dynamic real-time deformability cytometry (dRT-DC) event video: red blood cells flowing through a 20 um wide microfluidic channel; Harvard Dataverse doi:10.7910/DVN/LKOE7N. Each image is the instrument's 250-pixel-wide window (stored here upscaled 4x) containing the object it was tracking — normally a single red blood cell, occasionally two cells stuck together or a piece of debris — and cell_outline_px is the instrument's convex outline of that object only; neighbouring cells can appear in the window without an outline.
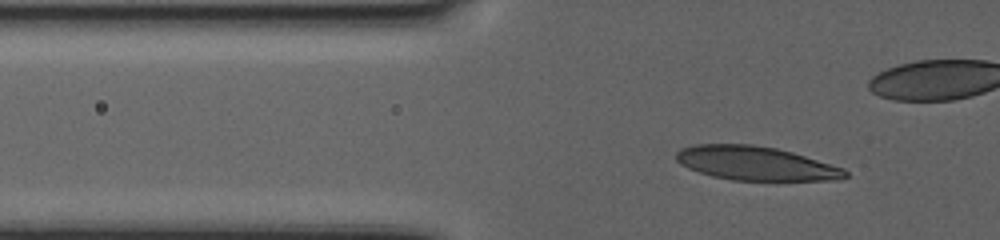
{"species": "human", "species_latin": "Homo sapiens", "temperature_condition": "warm", "stored_images_in_passage": 57, "camera_frame_rate_fps": 3000, "um_per_image_px": 0.085, "donor": {"sex": "female"}, "frame": {"image": 1, "passage_image": 9, "time_ms": 2.667, "image_size_px": [1000, 240], "cell_outline_px": [[848, 176], [836, 180], [732, 180], [712, 176], [688, 168], [680, 164], [676, 160], [676, 152], [680, 148], [696, 144], [752, 144], [776, 148], [792, 152], [844, 168], [848, 172]], "centroid_in_image_um": [64.22, 13.88], "position_along_channel_um": 61.6, "area_um2": 33.35}}
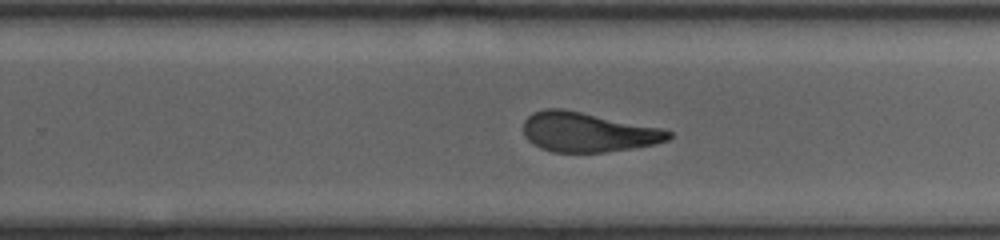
{"frame": {"image": 2, "passage_image": 34, "time_ms": 11.0, "image_size_px": [1000, 240], "cell_outline_px": [[672, 136], [668, 140], [656, 144], [632, 148], [604, 152], [552, 152], [540, 148], [532, 144], [524, 136], [524, 120], [532, 112], [548, 108], [564, 108], [664, 128], [672, 132]], "centroid_in_image_um": [49.97, 11.22], "position_along_channel_um": 279.8, "area_um2": 33.93}}
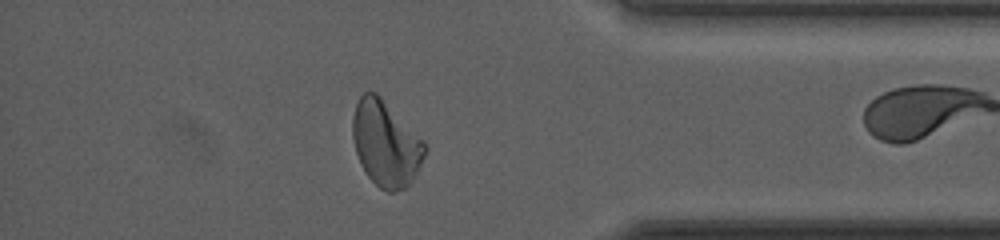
{"frame": {"image": 3, "passage_image": 48, "time_ms": 15.667, "image_size_px": [1000, 240], "cell_outline_px": [[428, 148], [412, 180], [404, 188], [392, 192], [388, 192], [380, 188], [368, 176], [360, 164], [356, 152], [352, 136], [352, 116], [356, 104], [360, 96], [364, 92], [376, 92], [424, 140]], "centroid_in_image_um": [32.78, 12.19], "position_along_channel_um": 402.4, "area_um2": 35.78}, "authors_computed_cell_mechanics": {"area_um2": 34.6222, "velocity_mm_per_s": 2.9161, "shape_relaxation_time_tau1_ms": 7.796, "shape_relaxation_time_tau2_ms": 1.833, "deformation_change_tau1": 0.2095, "deformation_change_tau2": 0.0972}}